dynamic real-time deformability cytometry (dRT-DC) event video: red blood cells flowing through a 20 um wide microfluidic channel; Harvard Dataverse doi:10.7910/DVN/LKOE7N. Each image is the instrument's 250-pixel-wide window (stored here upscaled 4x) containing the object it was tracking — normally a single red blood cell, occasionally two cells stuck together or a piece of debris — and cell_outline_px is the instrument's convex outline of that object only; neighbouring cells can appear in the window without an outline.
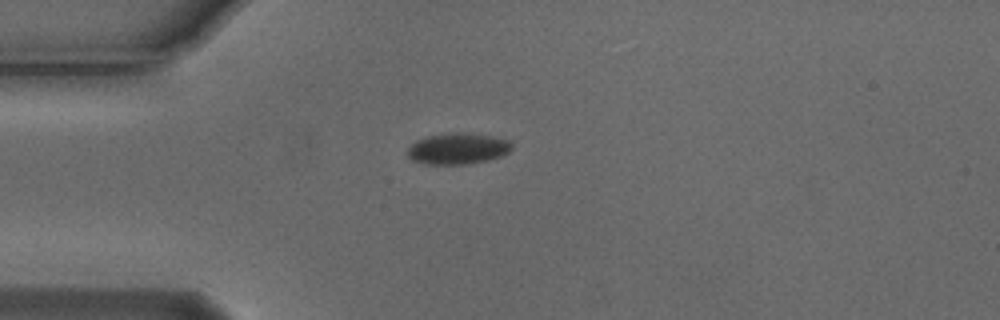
{"species": "Egyptian fruit bat (a non-hibernating species)", "species_latin": "Rousettus aegyptiacus", "temperature_condition": "cold", "stored_images_in_passage": 1, "camera_frame_rate_fps": 3000, "um_per_image_px": 0.085, "animal": {"sex": "male"}, "frame": {"image": 1, "passage_image": 1, "time_ms": 0.0, "image_size_px": [1000, 320], "cell_outline_px": [[512, 148], [508, 152], [500, 156], [488, 160], [464, 164], [424, 164], [412, 160], [408, 156], [408, 148], [416, 140], [428, 136], [456, 132], [488, 136], [508, 140], [512, 144]], "centroid_in_image_um": [38.88, 12.64], "position_along_channel_um": 46.1, "area_um2": 18.61}}